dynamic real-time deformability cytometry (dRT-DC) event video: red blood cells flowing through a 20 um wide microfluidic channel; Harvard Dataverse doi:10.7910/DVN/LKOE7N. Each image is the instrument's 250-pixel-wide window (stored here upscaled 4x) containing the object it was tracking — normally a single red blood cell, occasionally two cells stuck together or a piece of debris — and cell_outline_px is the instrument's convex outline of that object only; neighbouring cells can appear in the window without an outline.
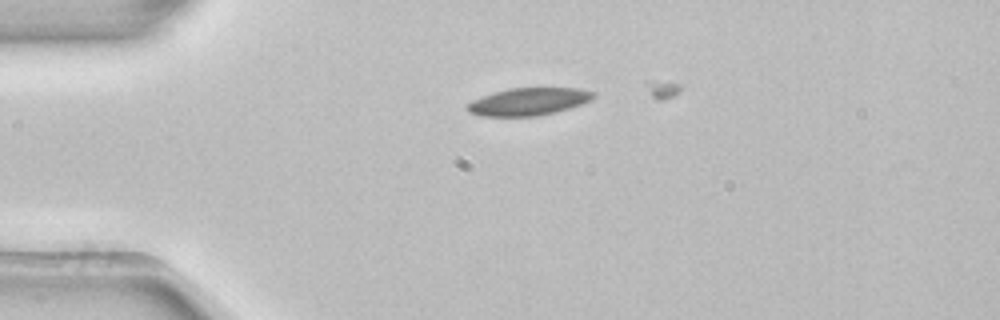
{"species": "common noctule bat (a hibernating species)", "species_latin": "Nyctalus noctula", "temperature_condition": "room temperature", "stored_images_in_passage": 3, "camera_frame_rate_fps": 3000, "um_per_image_px": 0.085, "animal": {"sex": "female", "body_mass_g": 22.7, "forearm_length_mm": 54.2}, "frame": {"image": 1, "passage_image": 1, "time_ms": 0.0, "image_size_px": [1000, 320], "cell_outline_px": [[596, 96], [592, 100], [568, 108], [536, 116], [480, 116], [468, 112], [464, 108], [472, 100], [508, 88], [580, 88], [596, 92]], "centroid_in_image_um": [44.93, 8.63], "position_along_channel_um": 40.1, "area_um2": 20.11}}